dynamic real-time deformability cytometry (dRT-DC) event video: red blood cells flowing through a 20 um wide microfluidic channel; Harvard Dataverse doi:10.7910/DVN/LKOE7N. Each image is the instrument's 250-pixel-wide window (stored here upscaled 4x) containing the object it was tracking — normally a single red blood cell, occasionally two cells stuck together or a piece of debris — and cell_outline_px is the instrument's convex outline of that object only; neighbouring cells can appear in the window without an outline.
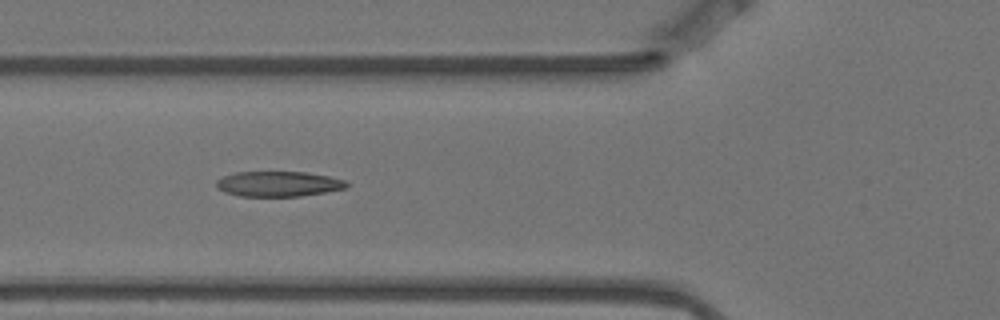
{"species": "Egyptian fruit bat (a non-hibernating species)", "species_latin": "Rousettus aegyptiacus", "temperature_condition": "warm", "stored_images_in_passage": 6, "camera_frame_rate_fps": 3000, "um_per_image_px": 0.085, "animal": {"sex": "female"}, "frame": {"image": 1, "passage_image": 6, "time_ms": 1.667, "image_size_px": [1000, 320], "cell_outline_px": [[348, 188], [300, 196], [240, 196], [224, 192], [216, 188], [216, 180], [224, 176], [236, 172], [308, 172], [348, 180]], "centroid_in_image_um": [23.68, 15.63], "position_along_channel_um": 102.1, "area_um2": 19.25}}